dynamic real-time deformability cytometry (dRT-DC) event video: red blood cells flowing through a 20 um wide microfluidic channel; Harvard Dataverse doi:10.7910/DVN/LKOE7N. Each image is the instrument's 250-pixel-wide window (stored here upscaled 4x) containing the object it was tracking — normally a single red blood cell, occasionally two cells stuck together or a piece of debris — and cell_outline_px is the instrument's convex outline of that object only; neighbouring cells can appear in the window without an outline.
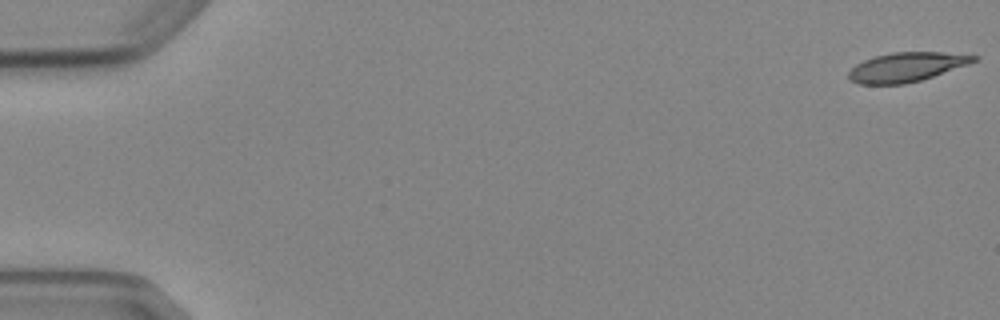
{"species": "Egyptian fruit bat (a non-hibernating species)", "species_latin": "Rousettus aegyptiacus", "temperature_condition": "cold", "stored_images_in_passage": 8, "camera_frame_rate_fps": 3000, "um_per_image_px": 0.085, "animal": {"sex": "female"}, "frame": {"image": 1, "passage_image": 1, "time_ms": 0.0, "image_size_px": [1000, 320], "cell_outline_px": [[980, 56], [976, 60], [968, 64], [920, 80], [904, 84], [860, 84], [848, 80], [848, 72], [856, 64], [864, 60], [876, 56], [892, 52], [940, 52]], "centroid_in_image_um": [77.01, 5.7], "position_along_channel_um": 8.0, "area_um2": 21.1}}
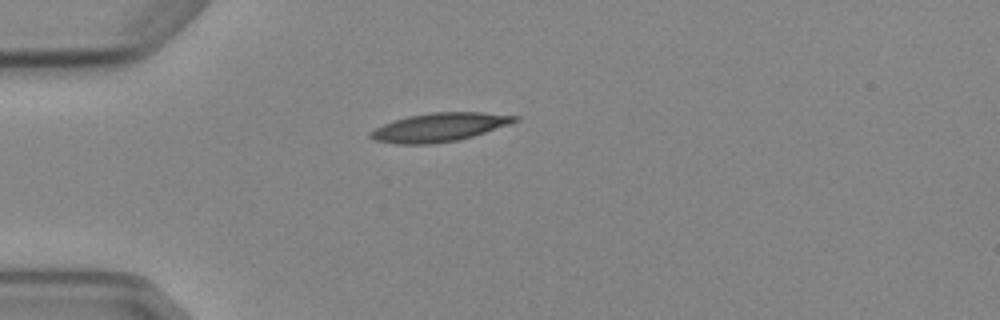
{"frame": {"image": 2, "passage_image": 4, "time_ms": 4.667, "image_size_px": [1000, 320], "cell_outline_px": [[520, 120], [472, 136], [456, 140], [432, 144], [396, 144], [372, 140], [368, 136], [368, 132], [392, 120], [408, 116], [432, 112], [484, 112], [520, 116]], "centroid_in_image_um": [37.3, 10.81], "position_along_channel_um": 47.7, "area_um2": 24.04}}
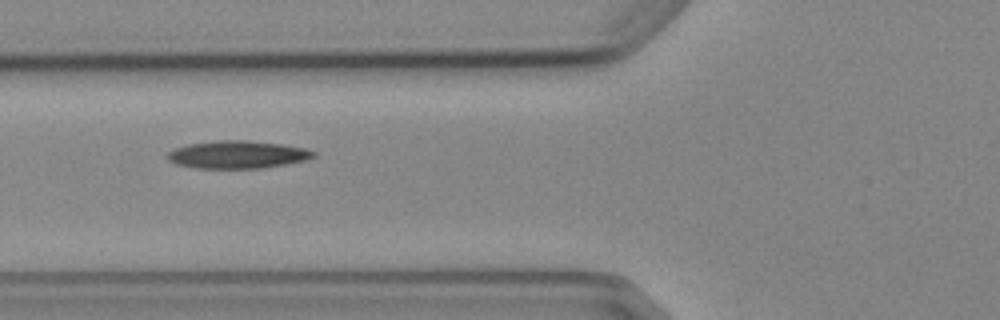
{"frame": {"image": 3, "passage_image": 6, "time_ms": 6.667, "image_size_px": [1000, 320], "cell_outline_px": [[316, 156], [304, 160], [284, 164], [260, 168], [196, 168], [176, 164], [168, 160], [168, 152], [176, 148], [188, 144], [220, 140], [248, 140], [284, 144], [304, 148], [316, 152]], "centroid_in_image_um": [20.19, 13.13], "position_along_channel_um": 105.6, "area_um2": 23.41}}